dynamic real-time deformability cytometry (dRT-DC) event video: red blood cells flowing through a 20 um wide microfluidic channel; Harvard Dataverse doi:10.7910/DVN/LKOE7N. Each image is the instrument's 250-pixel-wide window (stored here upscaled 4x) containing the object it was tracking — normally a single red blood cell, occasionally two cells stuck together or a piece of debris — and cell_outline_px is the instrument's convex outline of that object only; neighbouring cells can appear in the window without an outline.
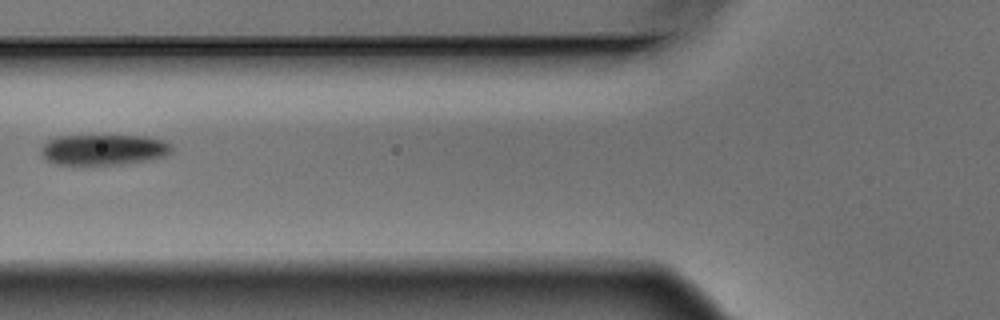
{"species": "Egyptian fruit bat (a non-hibernating species)", "species_latin": "Rousettus aegyptiacus", "temperature_condition": "warm", "stored_images_in_passage": 6, "camera_frame_rate_fps": 3000, "um_per_image_px": 0.085, "animal": {"sex": "male"}, "frame": {"image": 1, "passage_image": 6, "time_ms": 1.667, "image_size_px": [1000, 320], "cell_outline_px": [[172, 152], [164, 156], [148, 160], [124, 164], [56, 164], [48, 160], [40, 152], [40, 148], [48, 140], [56, 136], [144, 136], [164, 140], [172, 144]], "centroid_in_image_um": [8.83, 12.71], "position_along_channel_um": 117.0, "area_um2": 23.29}}